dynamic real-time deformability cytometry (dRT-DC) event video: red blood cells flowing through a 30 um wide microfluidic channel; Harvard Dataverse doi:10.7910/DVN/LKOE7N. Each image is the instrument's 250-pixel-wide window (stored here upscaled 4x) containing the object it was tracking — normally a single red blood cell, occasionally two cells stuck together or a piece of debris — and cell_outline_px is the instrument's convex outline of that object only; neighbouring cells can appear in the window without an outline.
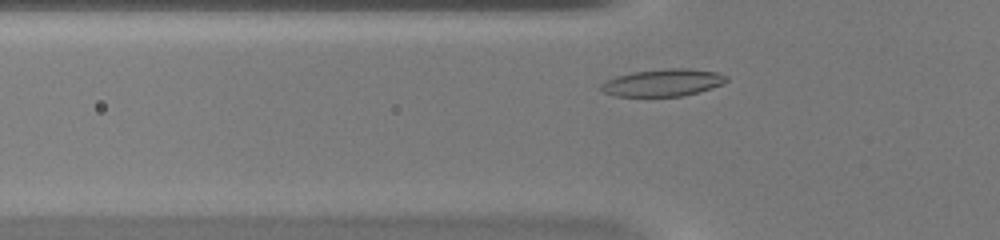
{"species": "common noctule bat (a hibernating species)", "species_latin": "Nyctalus noctula", "temperature_condition": "warm", "stored_images_in_passage": 39, "camera_frame_rate_fps": 3000, "um_per_image_px": 0.085, "animal": {"sex": "female", "body_mass_g": 20.0, "forearm_length_mm": 54.0}, "frame": {"image": 1, "passage_image": 6, "time_ms": 1.667, "image_size_px": [1000, 240], "cell_outline_px": [[728, 80], [712, 88], [680, 96], [616, 96], [604, 92], [600, 88], [600, 84], [604, 80], [616, 76], [632, 72], [664, 68], [688, 68], [716, 72], [728, 76]], "centroid_in_image_um": [56.31, 7.01], "position_along_channel_um": 69.5, "area_um2": 19.88}}
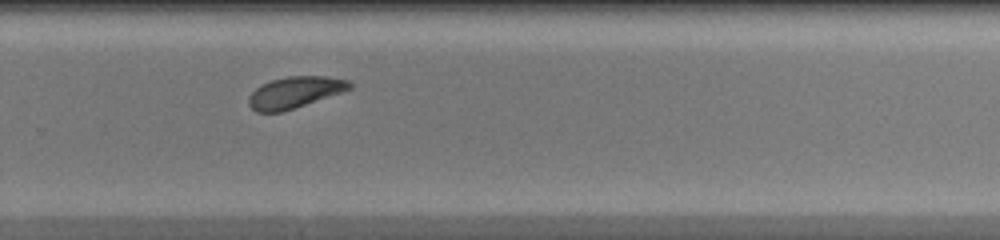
{"frame": {"image": 2, "passage_image": 23, "time_ms": 7.333, "image_size_px": [1000, 240], "cell_outline_px": [[352, 88], [344, 92], [280, 112], [256, 112], [248, 104], [248, 96], [260, 84], [272, 80], [288, 76], [328, 76], [348, 80], [352, 84]], "centroid_in_image_um": [25.06, 7.84], "position_along_channel_um": 304.7, "area_um2": 18.5}}
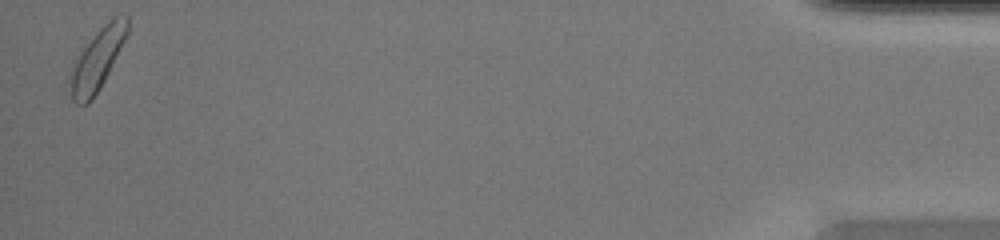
{"frame": {"image": 3, "passage_image": 38, "time_ms": 12.333, "image_size_px": [1000, 240], "cell_outline_px": [[128, 36], [100, 88], [92, 100], [88, 104], [76, 104], [72, 100], [72, 72], [76, 60], [80, 52], [96, 32], [112, 16], [128, 16]], "centroid_in_image_um": [8.34, 5.02], "position_along_channel_um": 426.9, "area_um2": 19.88}, "authors_computed_cell_mechanics": {"area_um2": 18.8428, "velocity_mm_per_s": 4.1636, "shape_relaxation_time_tau1_ms": 2.3799, "shape_relaxation_time_tau2_ms": null, "deformation_change_tau1": 0.0905, "deformation_change_tau2": null}}